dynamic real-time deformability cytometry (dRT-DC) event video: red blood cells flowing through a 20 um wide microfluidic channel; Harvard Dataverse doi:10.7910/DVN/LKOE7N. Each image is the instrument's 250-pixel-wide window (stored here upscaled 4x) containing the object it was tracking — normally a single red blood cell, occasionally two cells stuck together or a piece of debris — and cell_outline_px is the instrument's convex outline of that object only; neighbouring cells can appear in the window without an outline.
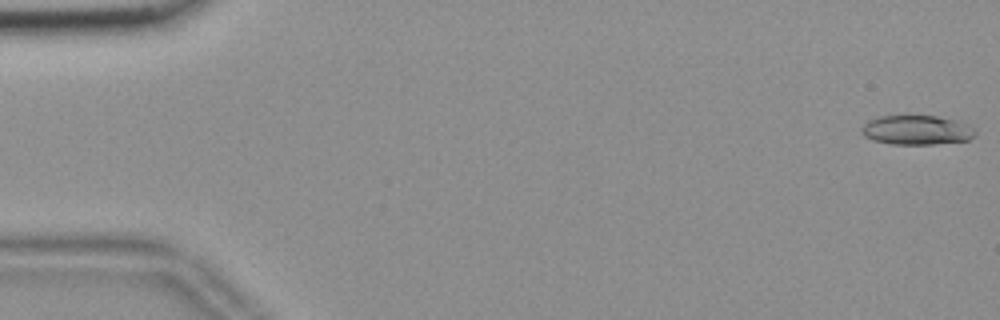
{"species": "common noctule bat (a hibernating species)", "species_latin": "Nyctalus noctula", "temperature_condition": "room temperature", "stored_images_in_passage": 56, "camera_frame_rate_fps": 3000, "um_per_image_px": 0.085, "animal": {"sex": "female", "body_mass_g": 18.4}, "frame": {"image": 1, "passage_image": 1, "time_ms": 0.0, "image_size_px": [1000, 320], "cell_outline_px": [[976, 132], [968, 140], [936, 144], [892, 144], [872, 140], [864, 136], [860, 132], [860, 128], [868, 120], [880, 116], [904, 112], [936, 116], [952, 120], [964, 124]], "centroid_in_image_um": [77.79, 11.01], "position_along_channel_um": 7.2, "area_um2": 20.0}}
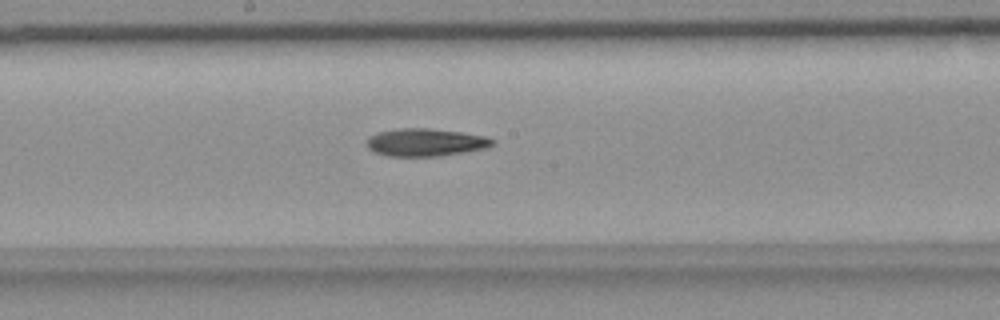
{"frame": {"image": 2, "passage_image": 30, "time_ms": 9.667, "image_size_px": [1000, 320], "cell_outline_px": [[496, 140], [492, 144], [484, 148], [440, 156], [388, 156], [376, 152], [368, 148], [368, 140], [372, 136], [380, 132], [400, 128], [428, 128], [460, 132], [484, 136]], "centroid_in_image_um": [36.18, 12.1], "position_along_channel_um": 212.0, "area_um2": 19.83}}
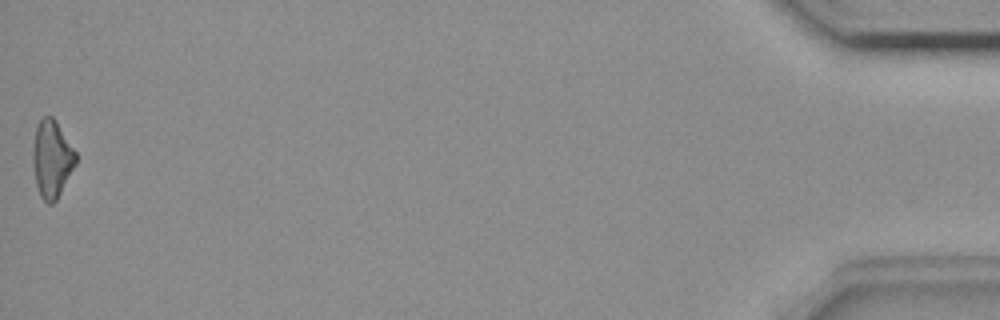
{"frame": {"image": 3, "passage_image": 56, "time_ms": 18.333, "image_size_px": [1000, 320], "cell_outline_px": [[76, 164], [56, 200], [52, 204], [48, 204], [40, 196], [36, 184], [32, 164], [32, 152], [36, 124], [44, 116], [52, 116], [56, 120], [76, 152]], "centroid_in_image_um": [4.39, 13.49], "position_along_channel_um": 430.8, "area_um2": 19.42}}